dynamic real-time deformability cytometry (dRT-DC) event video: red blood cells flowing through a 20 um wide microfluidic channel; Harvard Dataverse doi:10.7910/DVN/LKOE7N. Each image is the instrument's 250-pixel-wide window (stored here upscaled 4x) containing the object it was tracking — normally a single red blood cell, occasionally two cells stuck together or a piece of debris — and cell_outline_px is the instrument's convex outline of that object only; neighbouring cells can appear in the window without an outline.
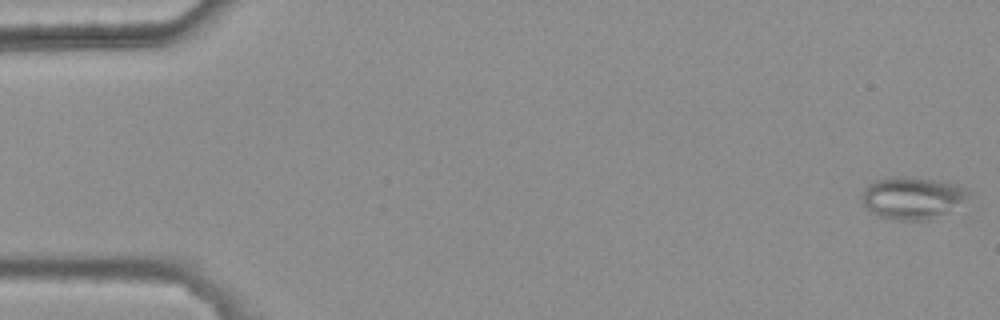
{"species": "common noctule bat (a hibernating species)", "species_latin": "Nyctalus noctula", "temperature_condition": "warm", "stored_images_in_passage": 47, "camera_frame_rate_fps": 3000, "um_per_image_px": 0.085, "animal": {"sex": "female", "body_mass_g": 25.1}, "frame": {"image": 1, "passage_image": 1, "time_ms": 0.0, "image_size_px": [1000, 320], "cell_outline_px": [[968, 196], [964, 200], [944, 212], [928, 220], [900, 220], [876, 216], [864, 204], [860, 196], [864, 188], [868, 184], [876, 180], [896, 176], [904, 176], [936, 180], [968, 188]], "centroid_in_image_um": [77.47, 16.8], "position_along_channel_um": 7.5, "area_um2": 25.72}}
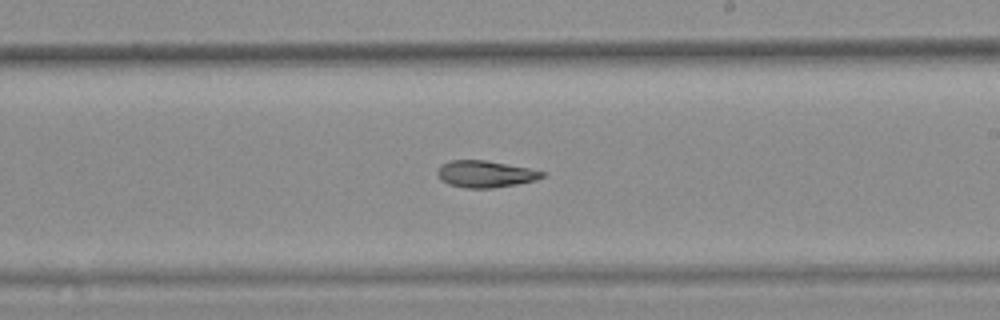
{"frame": {"image": 2, "passage_image": 32, "time_ms": 10.333, "image_size_px": [1000, 320], "cell_outline_px": [[544, 176], [536, 180], [516, 184], [492, 188], [468, 188], [448, 184], [440, 180], [436, 172], [440, 164], [448, 160], [484, 160], [528, 168], [544, 172]], "centroid_in_image_um": [41.19, 14.79], "position_along_channel_um": 247.8, "area_um2": 16.3}}
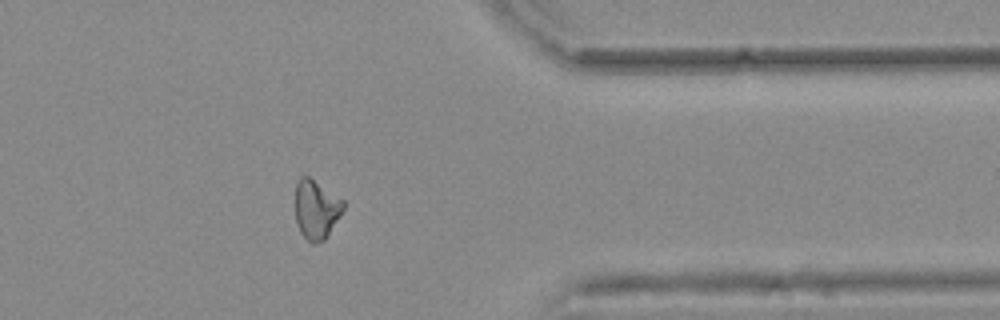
{"frame": {"image": 3, "passage_image": 44, "time_ms": 14.333, "image_size_px": [1000, 320], "cell_outline_px": [[344, 208], [324, 240], [312, 244], [300, 232], [296, 220], [296, 184], [300, 176], [308, 176], [344, 200]], "centroid_in_image_um": [26.87, 17.78], "position_along_channel_um": 384.5, "area_um2": 16.24}, "authors_computed_cell_mechanics": {"area_um2": 17.051, "velocity_mm_per_s": 3.7596, "shape_relaxation_time_tau1_ms": null, "shape_relaxation_time_tau2_ms": 5.6624, "deformation_change_tau1": null, "deformation_change_tau2": 0.125}}